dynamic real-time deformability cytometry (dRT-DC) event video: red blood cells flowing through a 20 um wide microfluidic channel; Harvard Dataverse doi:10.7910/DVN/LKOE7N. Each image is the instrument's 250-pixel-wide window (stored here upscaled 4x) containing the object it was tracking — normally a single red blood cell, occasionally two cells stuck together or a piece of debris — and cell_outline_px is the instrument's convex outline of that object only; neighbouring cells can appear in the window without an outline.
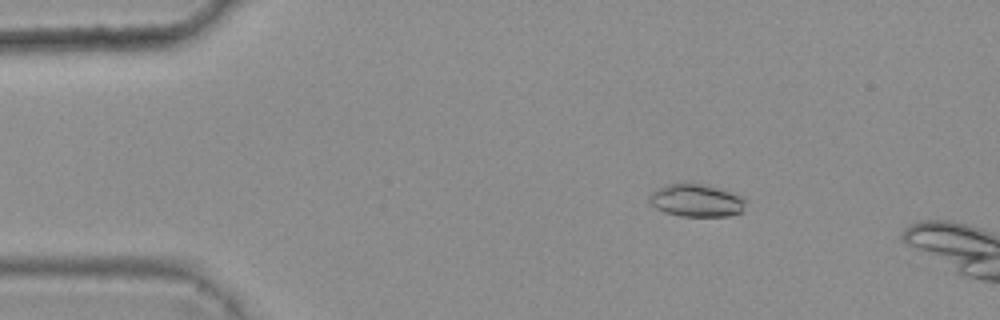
{"species": "common noctule bat (a hibernating species)", "species_latin": "Nyctalus noctula", "temperature_condition": "warm", "stored_images_in_passage": 5, "camera_frame_rate_fps": 3000, "um_per_image_px": 0.085, "animal": {"sex": "female", "body_mass_g": 25.1}, "frame": {"image": 1, "passage_image": 3, "time_ms": 0.667, "image_size_px": [1000, 320], "cell_outline_px": [[748, 200], [744, 212], [728, 216], [680, 216], [664, 212], [656, 208], [648, 200], [648, 196], [656, 188], [668, 184], [700, 184], [716, 188], [740, 196]], "centroid_in_image_um": [59.2, 17.06], "position_along_channel_um": 25.8, "area_um2": 18.26}}